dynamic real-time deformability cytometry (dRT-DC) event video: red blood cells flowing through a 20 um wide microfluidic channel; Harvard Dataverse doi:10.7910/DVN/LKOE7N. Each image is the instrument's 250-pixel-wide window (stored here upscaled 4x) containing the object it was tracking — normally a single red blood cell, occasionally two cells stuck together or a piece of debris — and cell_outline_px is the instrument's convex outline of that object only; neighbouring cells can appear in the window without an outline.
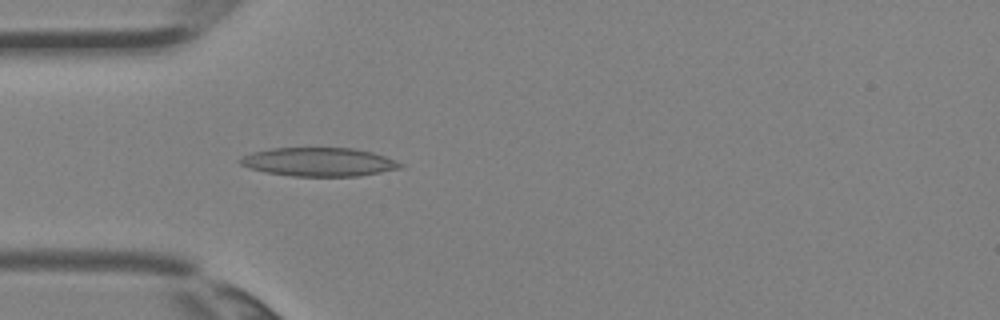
{"species": "Egyptian fruit bat (a non-hibernating species)", "species_latin": "Rousettus aegyptiacus", "temperature_condition": "room temperature", "stored_images_in_passage": 3, "camera_frame_rate_fps": 3000, "um_per_image_px": 0.085, "animal": {"sex": "female"}, "frame": {"image": 1, "passage_image": 3, "time_ms": 0.667, "image_size_px": [1000, 320], "cell_outline_px": [[404, 168], [360, 176], [292, 176], [268, 172], [248, 168], [240, 164], [236, 160], [240, 156], [252, 152], [272, 148], [352, 148], [372, 152], [384, 156], [404, 164]], "centroid_in_image_um": [27.09, 13.77], "position_along_channel_um": 57.9, "area_um2": 26.88}}